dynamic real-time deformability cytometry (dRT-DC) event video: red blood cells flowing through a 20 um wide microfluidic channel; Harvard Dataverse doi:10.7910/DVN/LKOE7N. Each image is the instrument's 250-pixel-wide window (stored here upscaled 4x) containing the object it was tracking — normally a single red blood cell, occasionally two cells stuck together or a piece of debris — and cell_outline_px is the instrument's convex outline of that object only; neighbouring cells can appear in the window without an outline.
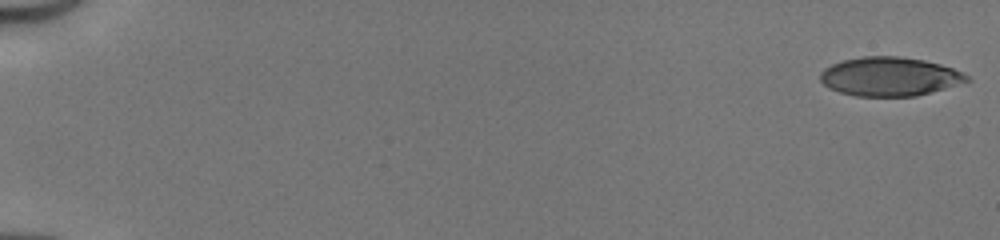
{"species": "human", "species_latin": "Homo sapiens", "temperature_condition": "cold", "stored_images_in_passage": 17, "camera_frame_rate_fps": 3000, "um_per_image_px": 0.085, "donor": {"sex": "male"}, "frame": {"image": 1, "passage_image": 1, "time_ms": 0.0, "image_size_px": [1000, 240], "cell_outline_px": [[972, 80], [916, 96], [856, 96], [840, 92], [828, 88], [820, 80], [820, 72], [824, 68], [832, 64], [844, 60], [864, 56], [896, 56], [924, 60], [940, 64], [952, 68], [968, 76]], "centroid_in_image_um": [75.59, 6.51], "position_along_channel_um": 9.4, "area_um2": 33.0}}
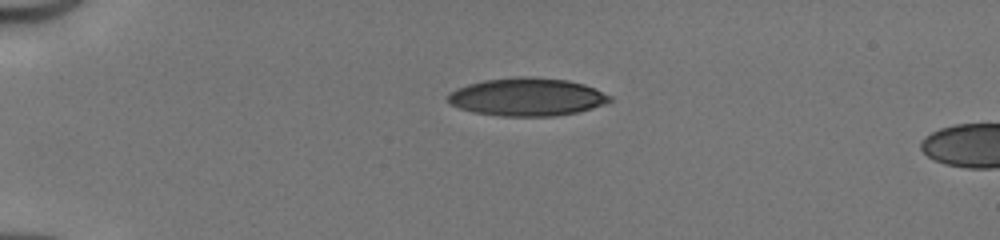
{"frame": {"image": 2, "passage_image": 13, "time_ms": 4.0, "image_size_px": [1000, 240], "cell_outline_px": [[612, 100], [604, 104], [592, 108], [576, 112], [556, 116], [500, 116], [472, 112], [448, 104], [448, 96], [456, 88], [468, 84], [484, 80], [520, 76], [528, 76], [568, 80], [584, 84], [596, 88], [612, 96]], "centroid_in_image_um": [44.81, 8.24], "position_along_channel_um": 40.2, "area_um2": 35.95}}